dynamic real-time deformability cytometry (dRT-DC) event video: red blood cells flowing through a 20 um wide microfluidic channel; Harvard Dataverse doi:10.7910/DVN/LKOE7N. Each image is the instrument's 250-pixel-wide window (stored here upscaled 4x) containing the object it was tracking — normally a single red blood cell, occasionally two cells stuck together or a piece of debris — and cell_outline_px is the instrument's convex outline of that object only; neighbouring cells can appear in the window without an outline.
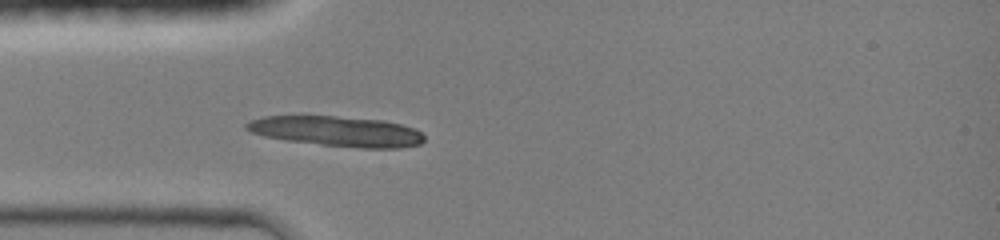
{"species": "common noctule bat (a hibernating species)", "species_latin": "Nyctalus noctula", "temperature_condition": "room temperature", "stored_images_in_passage": 32, "camera_frame_rate_fps": 3000, "um_per_image_px": 0.085, "animal": {"sex": "female", "body_mass_g": 19.0, "forearm_length_mm": 51.5}, "frame": {"image": 1, "passage_image": 1, "time_ms": 0.0, "image_size_px": [1000, 240], "cell_outline_px": [[424, 140], [420, 144], [400, 148], [360, 148], [320, 144], [284, 140], [264, 136], [252, 132], [244, 128], [244, 124], [252, 120], [264, 116], [336, 116], [384, 120], [400, 124], [412, 128], [420, 132], [424, 136]], "centroid_in_image_um": [28.63, 11.16], "position_along_channel_um": 56.4, "area_um2": 31.21}}
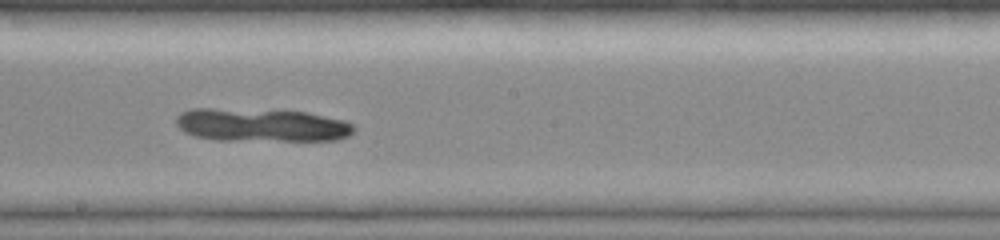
{"frame": {"image": 2, "passage_image": 13, "time_ms": 4.0, "image_size_px": [1000, 240], "cell_outline_px": [[356, 128], [348, 136], [336, 140], [216, 140], [196, 136], [184, 132], [176, 124], [176, 116], [180, 112], [192, 108], [212, 108], [308, 112], [344, 120], [352, 124]], "centroid_in_image_um": [22.21, 10.63], "position_along_channel_um": 226.0, "area_um2": 34.33}}
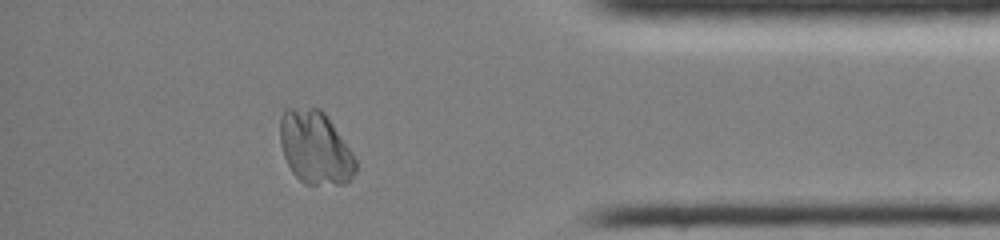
{"frame": {"image": 3, "passage_image": 27, "time_ms": 8.667, "image_size_px": [1000, 240], "cell_outline_px": [[356, 172], [344, 184], [304, 184], [292, 172], [284, 156], [280, 144], [280, 116], [284, 108], [320, 108], [328, 116], [352, 152], [356, 160]], "centroid_in_image_um": [26.78, 12.53], "position_along_channel_um": 408.4, "area_um2": 32.31}}